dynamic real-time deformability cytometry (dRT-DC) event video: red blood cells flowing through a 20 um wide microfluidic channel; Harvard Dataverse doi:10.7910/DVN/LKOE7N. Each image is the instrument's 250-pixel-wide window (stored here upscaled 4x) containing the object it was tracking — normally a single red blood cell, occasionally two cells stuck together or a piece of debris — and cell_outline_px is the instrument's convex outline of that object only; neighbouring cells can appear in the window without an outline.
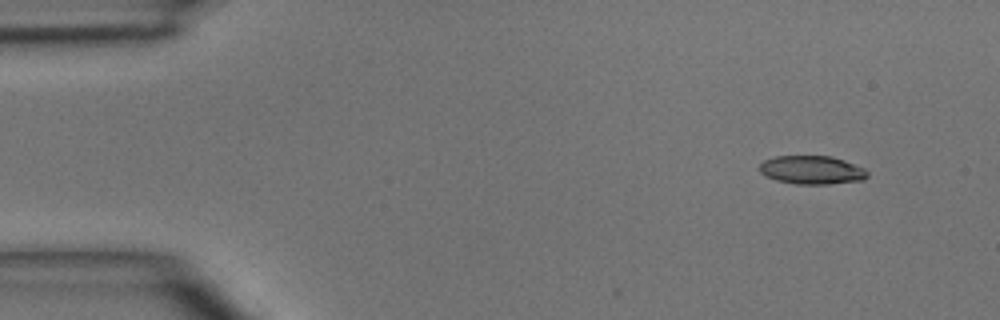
{"species": "common noctule bat (a hibernating species)", "species_latin": "Nyctalus noctula", "temperature_condition": "room temperature", "stored_images_in_passage": 4, "camera_frame_rate_fps": 3000, "um_per_image_px": 0.085, "animal": {"sex": "male", "body_mass_g": 15.6}, "frame": {"image": 1, "passage_image": 1, "time_ms": 0.0, "image_size_px": [1000, 320], "cell_outline_px": [[868, 176], [864, 180], [828, 184], [796, 184], [776, 180], [764, 176], [760, 172], [760, 164], [764, 160], [776, 156], [832, 156], [844, 160], [864, 168], [868, 172]], "centroid_in_image_um": [69.01, 14.45], "position_along_channel_um": 16.0, "area_um2": 17.98}}
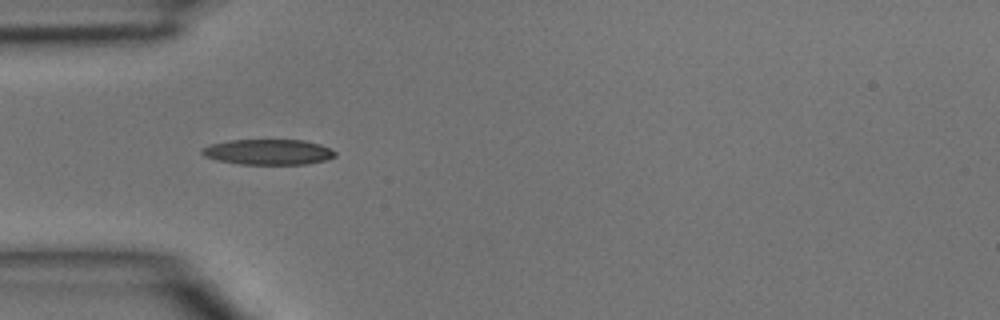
{"frame": {"image": 2, "passage_image": 4, "time_ms": 3.333, "image_size_px": [1000, 320], "cell_outline_px": [[336, 156], [324, 160], [308, 164], [240, 164], [216, 160], [204, 156], [200, 152], [200, 148], [208, 144], [228, 140], [304, 140], [320, 144], [336, 152]], "centroid_in_image_um": [22.74, 12.91], "position_along_channel_um": 62.3, "area_um2": 19.88}}